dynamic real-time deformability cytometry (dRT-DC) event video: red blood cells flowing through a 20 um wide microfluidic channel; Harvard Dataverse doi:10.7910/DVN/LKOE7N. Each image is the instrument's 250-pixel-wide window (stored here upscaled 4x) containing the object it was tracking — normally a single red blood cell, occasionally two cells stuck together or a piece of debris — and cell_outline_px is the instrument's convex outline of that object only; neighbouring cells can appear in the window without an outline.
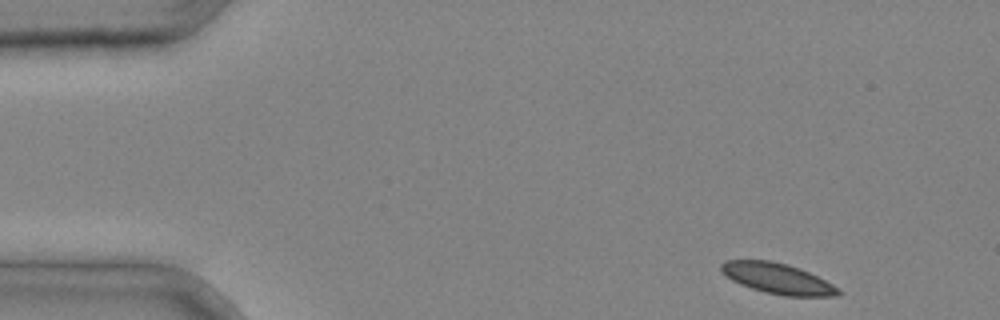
{"species": "common noctule bat (a hibernating species)", "species_latin": "Nyctalus noctula", "temperature_condition": "cold", "stored_images_in_passage": 3, "camera_frame_rate_fps": 3000, "um_per_image_px": 0.085, "animal": {"sex": "male", "body_mass_g": 20.4}, "frame": {"image": 1, "passage_image": 1, "time_ms": 0.0, "image_size_px": [1000, 320], "cell_outline_px": [[840, 296], [784, 296], [764, 292], [740, 284], [732, 280], [720, 272], [720, 264], [724, 260], [768, 260], [788, 264], [800, 268], [840, 288]], "centroid_in_image_um": [66.07, 23.67], "position_along_channel_um": 18.9, "area_um2": 20.92}}
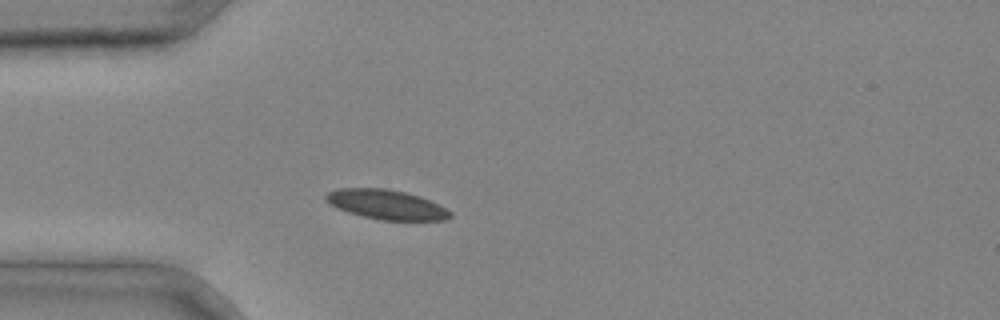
{"frame": {"image": 2, "passage_image": 3, "time_ms": 0.667, "image_size_px": [1000, 320], "cell_outline_px": [[452, 216], [448, 220], [380, 220], [348, 212], [336, 208], [328, 204], [324, 200], [324, 196], [328, 192], [340, 188], [388, 188], [420, 196], [452, 212]], "centroid_in_image_um": [32.8, 17.38], "position_along_channel_um": 52.2, "area_um2": 21.44}}